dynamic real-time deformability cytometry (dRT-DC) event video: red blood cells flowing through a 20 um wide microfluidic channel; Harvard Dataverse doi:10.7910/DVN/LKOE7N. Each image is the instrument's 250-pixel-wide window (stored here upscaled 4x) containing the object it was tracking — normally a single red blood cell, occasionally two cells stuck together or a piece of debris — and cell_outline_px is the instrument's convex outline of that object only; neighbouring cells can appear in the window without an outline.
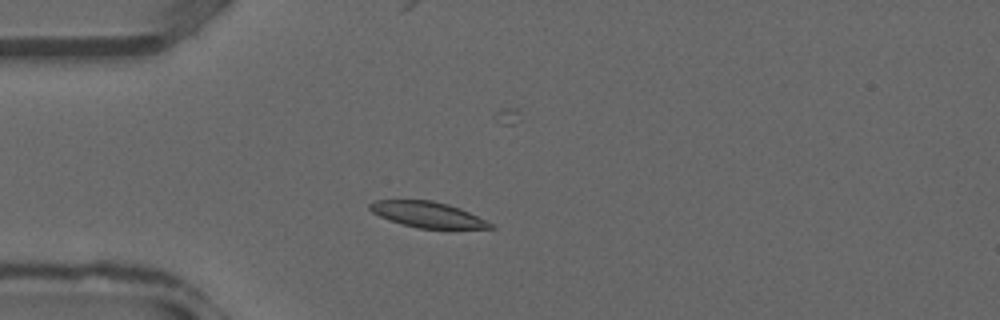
{"species": "common noctule bat (a hibernating species)", "species_latin": "Nyctalus noctula", "temperature_condition": "warm", "stored_images_in_passage": 35, "camera_frame_rate_fps": 3000, "um_per_image_px": 0.085, "animal": {"sex": "male", "forearm_length_mm": 52.5}, "frame": {"image": 1, "passage_image": 7, "time_ms": 2.0, "image_size_px": [1000, 320], "cell_outline_px": [[496, 228], [452, 232], [416, 228], [400, 224], [380, 216], [372, 212], [368, 208], [368, 204], [376, 200], [432, 200], [448, 204], [460, 208], [492, 224]], "centroid_in_image_um": [36.43, 18.31], "position_along_channel_um": 48.6, "area_um2": 19.02}}
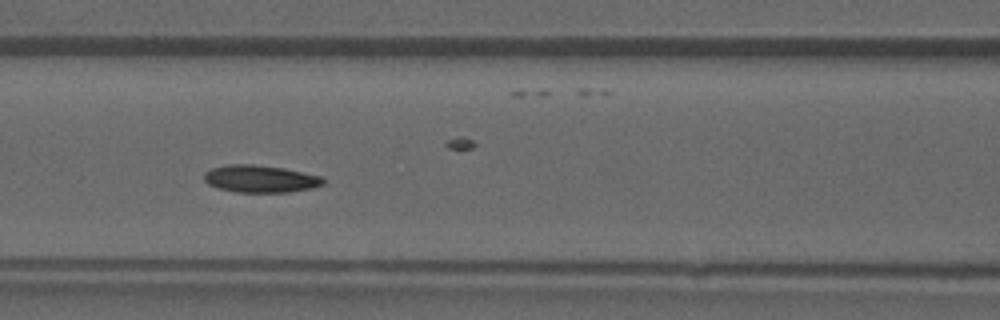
{"frame": {"image": 2, "passage_image": 13, "time_ms": 4.0, "image_size_px": [1000, 320], "cell_outline_px": [[324, 184], [312, 188], [288, 192], [236, 192], [220, 188], [208, 184], [204, 180], [204, 172], [212, 168], [228, 164], [256, 164], [284, 168], [320, 176], [324, 180]], "centroid_in_image_um": [22.11, 15.19], "position_along_channel_um": 144.5, "area_um2": 18.9}}
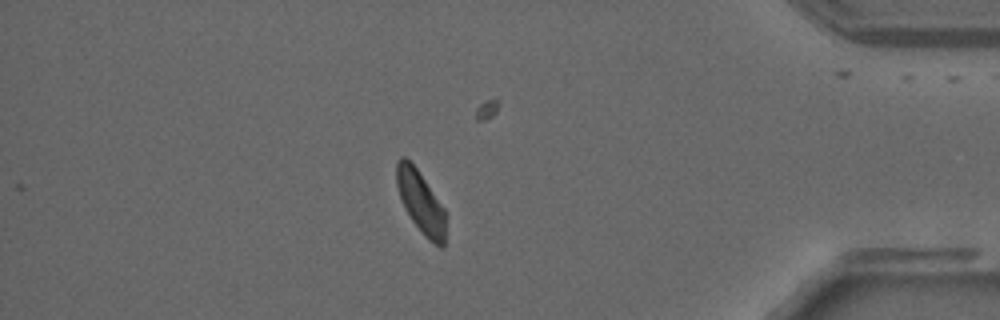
{"frame": {"image": 3, "passage_image": 29, "time_ms": 9.333, "image_size_px": [1000, 320], "cell_outline_px": [[444, 248], [440, 248], [428, 240], [424, 236], [412, 220], [404, 208], [396, 184], [396, 164], [400, 156], [404, 156], [416, 168], [444, 208]], "centroid_in_image_um": [35.74, 17.19], "position_along_channel_um": 399.5, "area_um2": 17.46}}